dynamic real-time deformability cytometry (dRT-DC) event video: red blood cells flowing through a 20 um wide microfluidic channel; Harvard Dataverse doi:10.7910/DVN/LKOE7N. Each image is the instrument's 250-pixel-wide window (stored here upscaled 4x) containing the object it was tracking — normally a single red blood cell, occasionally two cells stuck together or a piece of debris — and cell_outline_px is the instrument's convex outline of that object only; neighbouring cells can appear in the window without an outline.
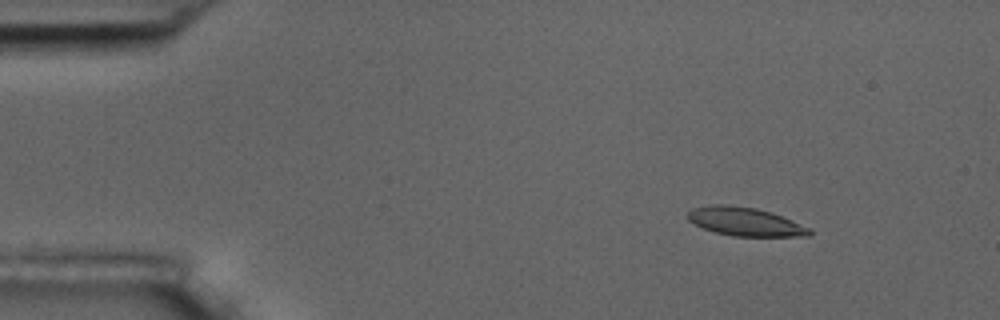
{"species": "common noctule bat (a hibernating species)", "species_latin": "Nyctalus noctula", "temperature_condition": "room temperature", "stored_images_in_passage": 8, "camera_frame_rate_fps": 3000, "um_per_image_px": 0.085, "animal": {"sex": "male", "body_mass_g": 17.5, "forearm_length_mm": 52.3}, "frame": {"image": 1, "passage_image": 2, "time_ms": 1.333, "image_size_px": [1000, 320], "cell_outline_px": [[812, 236], [732, 236], [716, 232], [704, 228], [688, 220], [684, 216], [692, 208], [712, 204], [724, 204], [756, 208], [780, 216], [812, 228]], "centroid_in_image_um": [63.32, 18.84], "position_along_channel_um": 21.7, "area_um2": 20.17}}
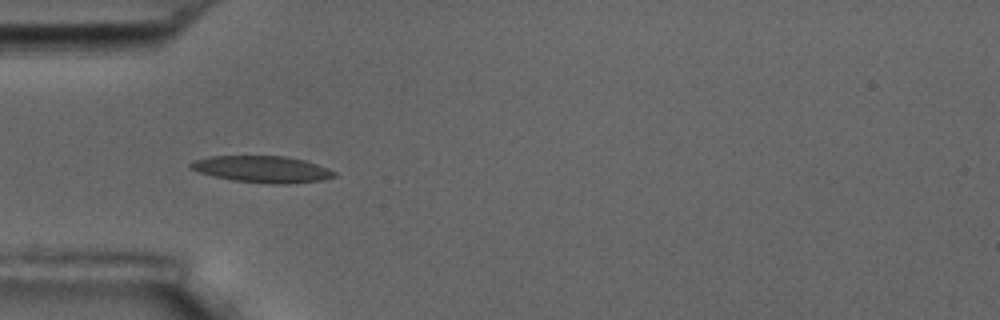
{"frame": {"image": 2, "passage_image": 5, "time_ms": 4.667, "image_size_px": [1000, 320], "cell_outline_px": [[336, 176], [320, 180], [288, 184], [268, 184], [232, 180], [212, 176], [188, 168], [188, 164], [192, 160], [208, 156], [284, 156], [304, 160], [328, 168], [336, 172]], "centroid_in_image_um": [22.24, 14.38], "position_along_channel_um": 62.8, "area_um2": 22.43}}
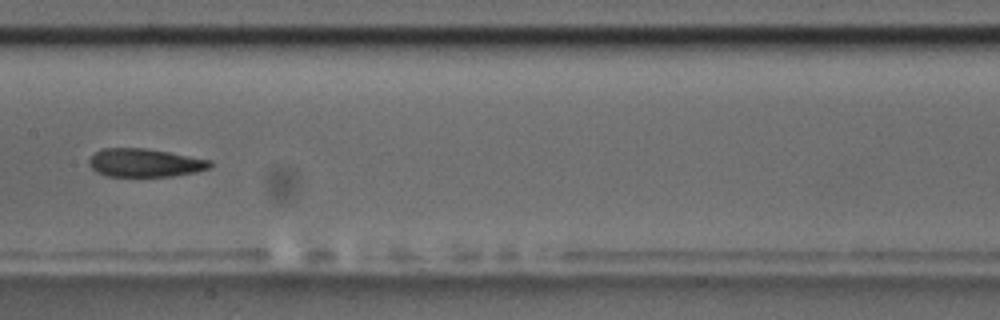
{"frame": {"image": 3, "passage_image": 8, "time_ms": 8.333, "image_size_px": [1000, 320], "cell_outline_px": [[212, 164], [208, 168], [196, 172], [172, 176], [104, 176], [96, 172], [88, 164], [88, 160], [96, 152], [104, 148], [144, 148], [168, 152], [212, 160]], "centroid_in_image_um": [12.3, 13.84], "position_along_channel_um": 195.1, "area_um2": 19.88}}